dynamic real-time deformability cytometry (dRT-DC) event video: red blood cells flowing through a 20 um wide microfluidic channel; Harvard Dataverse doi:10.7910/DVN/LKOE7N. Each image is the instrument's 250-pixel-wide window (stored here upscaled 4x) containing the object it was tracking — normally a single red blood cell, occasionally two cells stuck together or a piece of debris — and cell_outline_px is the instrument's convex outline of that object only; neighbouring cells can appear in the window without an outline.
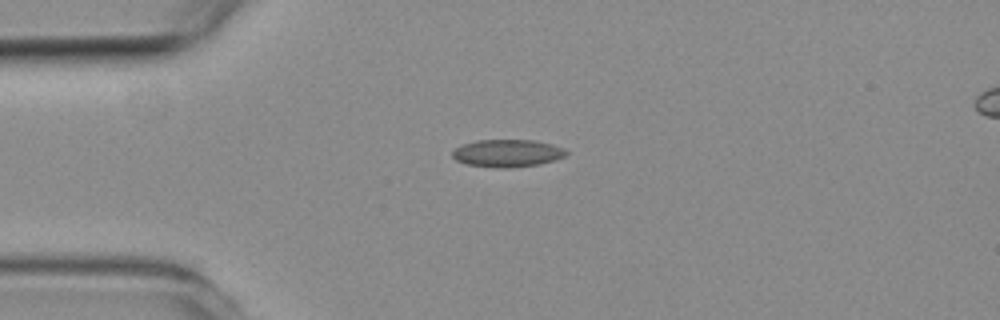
{"species": "common noctule bat (a hibernating species)", "species_latin": "Nyctalus noctula", "temperature_condition": "room temperature", "stored_images_in_passage": 3, "camera_frame_rate_fps": 3000, "um_per_image_px": 0.085, "animal": {"sex": "female", "body_mass_g": 19.3, "forearm_length_mm": 54.1}, "frame": {"image": 1, "passage_image": 1, "time_ms": 0.0, "image_size_px": [1000, 320], "cell_outline_px": [[568, 152], [564, 156], [556, 160], [540, 164], [512, 168], [496, 168], [464, 164], [456, 160], [452, 156], [452, 152], [456, 148], [464, 144], [476, 140], [532, 140], [552, 144], [564, 148]], "centroid_in_image_um": [43.13, 13.03], "position_along_channel_um": 41.9, "area_um2": 18.38}}
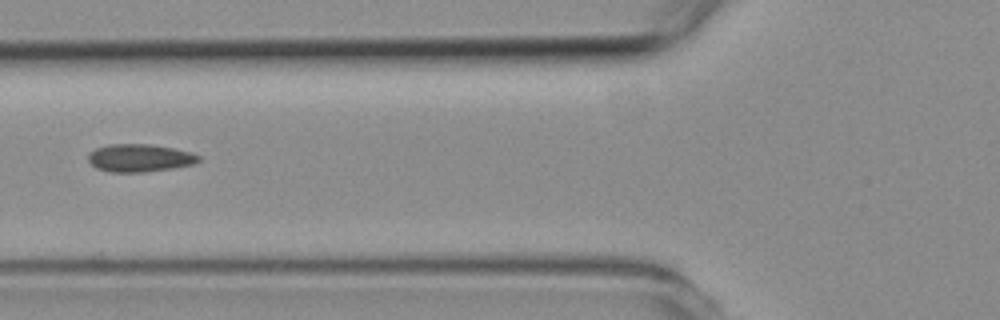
{"frame": {"image": 2, "passage_image": 3, "time_ms": 2.333, "image_size_px": [1000, 320], "cell_outline_px": [[200, 160], [192, 164], [172, 168], [144, 172], [108, 172], [96, 168], [88, 160], [88, 156], [96, 148], [108, 144], [152, 144], [192, 152], [200, 156]], "centroid_in_image_um": [11.87, 13.42], "position_along_channel_um": 113.9, "area_um2": 17.8}}